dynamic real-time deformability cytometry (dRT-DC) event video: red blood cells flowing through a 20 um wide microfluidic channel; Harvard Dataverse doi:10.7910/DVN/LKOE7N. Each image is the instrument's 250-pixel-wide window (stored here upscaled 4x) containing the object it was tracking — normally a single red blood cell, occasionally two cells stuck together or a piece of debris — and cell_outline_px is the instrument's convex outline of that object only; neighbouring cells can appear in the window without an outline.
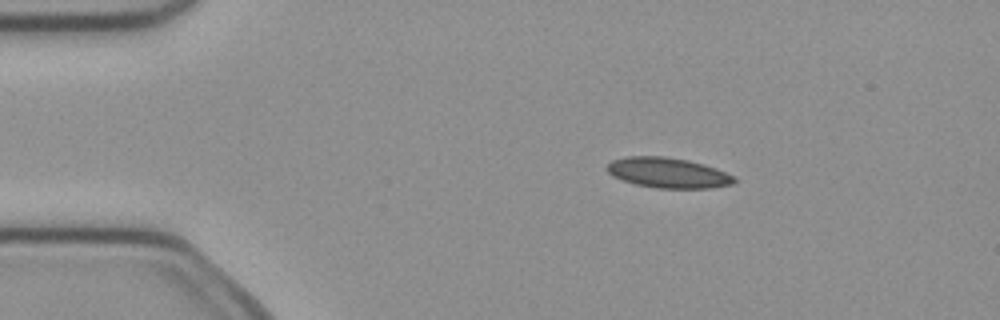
{"species": "common noctule bat (a hibernating species)", "species_latin": "Nyctalus noctula", "temperature_condition": "cold", "stored_images_in_passage": 4, "camera_frame_rate_fps": 3000, "um_per_image_px": 0.085, "animal": {"sex": "female", "body_mass_g": 21.9}, "frame": {"image": 1, "passage_image": 2, "time_ms": 0.333, "image_size_px": [1000, 320], "cell_outline_px": [[736, 180], [732, 184], [712, 188], [656, 188], [636, 184], [612, 176], [608, 172], [608, 164], [612, 160], [628, 156], [664, 156], [688, 160], [704, 164], [716, 168], [732, 176]], "centroid_in_image_um": [56.78, 14.68], "position_along_channel_um": 28.2, "area_um2": 22.25}}
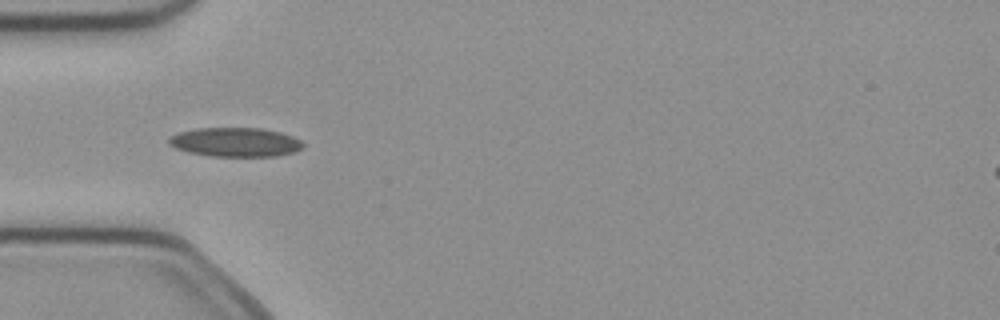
{"frame": {"image": 2, "passage_image": 4, "time_ms": 1.0, "image_size_px": [1000, 320], "cell_outline_px": [[304, 148], [296, 152], [276, 156], [212, 156], [188, 152], [176, 148], [168, 144], [168, 140], [172, 136], [180, 132], [196, 128], [260, 128], [280, 132], [292, 136], [300, 140], [304, 144]], "centroid_in_image_um": [20.04, 12.08], "position_along_channel_um": 65.0, "area_um2": 22.77}}